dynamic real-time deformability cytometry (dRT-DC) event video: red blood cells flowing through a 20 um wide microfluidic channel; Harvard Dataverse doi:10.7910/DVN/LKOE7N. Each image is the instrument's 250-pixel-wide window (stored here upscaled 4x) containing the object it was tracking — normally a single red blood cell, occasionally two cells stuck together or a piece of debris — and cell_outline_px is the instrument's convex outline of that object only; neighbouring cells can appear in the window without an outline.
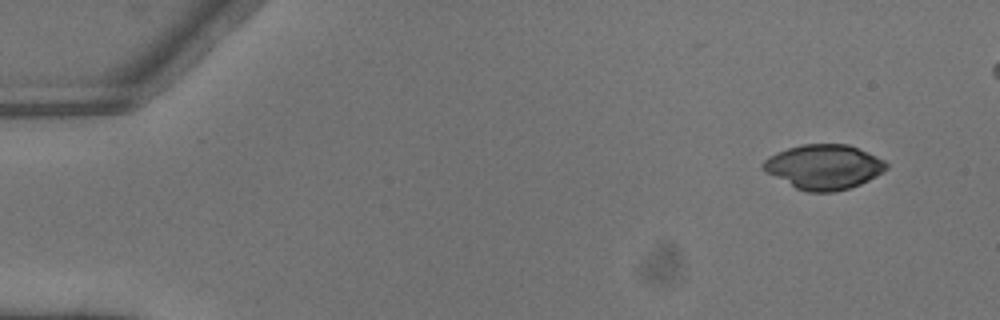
{"species": "common noctule bat (a hibernating species)", "species_latin": "Nyctalus noctula", "temperature_condition": "warm", "stored_images_in_passage": 5, "camera_frame_rate_fps": 3000, "um_per_image_px": 0.085, "animal": {"sex": "male", "body_mass_g": 13.3}, "frame": {"image": 1, "passage_image": 1, "time_ms": 0.0, "image_size_px": [1000, 320], "cell_outline_px": [[888, 168], [876, 176], [860, 184], [836, 192], [808, 192], [796, 188], [760, 168], [760, 164], [768, 156], [776, 152], [788, 148], [804, 144], [848, 144], [884, 160], [888, 164]], "centroid_in_image_um": [70.01, 14.18], "position_along_channel_um": 15.0, "area_um2": 31.91}}